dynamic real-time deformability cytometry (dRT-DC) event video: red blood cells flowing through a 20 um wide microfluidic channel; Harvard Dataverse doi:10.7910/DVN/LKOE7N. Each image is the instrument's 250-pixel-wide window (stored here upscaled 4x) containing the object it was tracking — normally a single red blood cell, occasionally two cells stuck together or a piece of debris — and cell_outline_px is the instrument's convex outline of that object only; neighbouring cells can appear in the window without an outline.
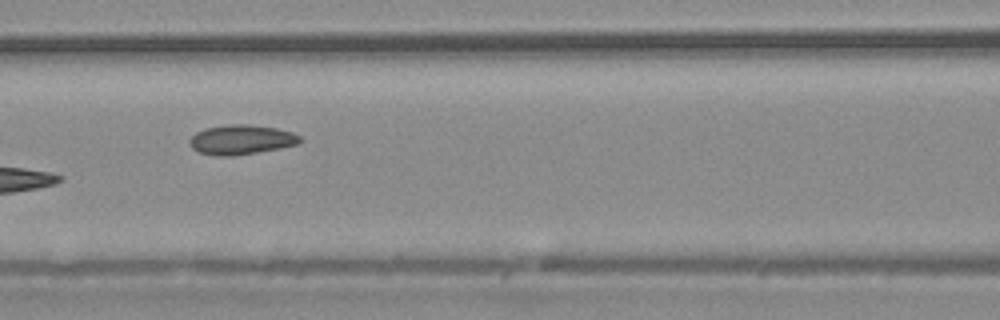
{"species": "common noctule bat (a hibernating species)", "species_latin": "Nyctalus noctula", "temperature_condition": "warm", "stored_images_in_passage": 13, "camera_frame_rate_fps": 3000, "um_per_image_px": 0.085, "animal": {"sex": "male", "body_mass_g": 20.4}, "frame": {"image": 1, "passage_image": 6, "time_ms": 1.667, "image_size_px": [1000, 320], "cell_outline_px": [[304, 140], [300, 144], [280, 148], [232, 156], [216, 156], [200, 152], [192, 148], [188, 144], [188, 140], [196, 132], [204, 128], [228, 124], [248, 124], [276, 128], [292, 132], [300, 136]], "centroid_in_image_um": [20.51, 11.87], "position_along_channel_um": 146.1, "area_um2": 19.25}}